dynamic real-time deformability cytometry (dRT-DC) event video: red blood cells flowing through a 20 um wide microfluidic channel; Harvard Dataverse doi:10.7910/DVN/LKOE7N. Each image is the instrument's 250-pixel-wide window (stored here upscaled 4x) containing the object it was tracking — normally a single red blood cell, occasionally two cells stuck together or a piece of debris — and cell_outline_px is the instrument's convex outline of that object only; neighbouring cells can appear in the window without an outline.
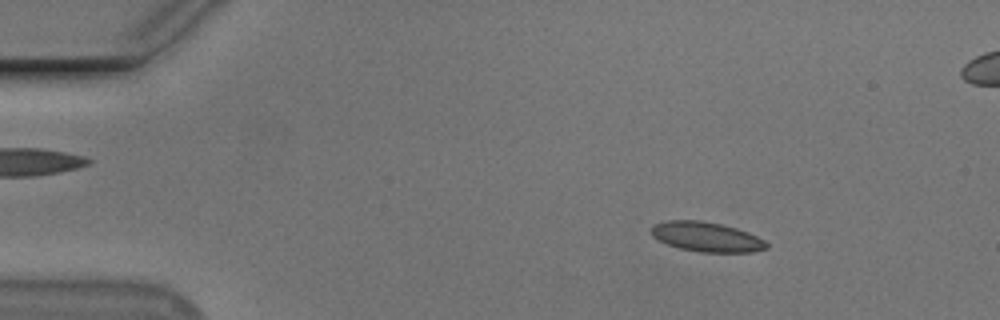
{"species": "Egyptian fruit bat (a non-hibernating species)", "species_latin": "Rousettus aegyptiacus", "temperature_condition": "cold", "stored_images_in_passage": 52, "segment_of_instrument_passage": [1, 2], "camera_frame_rate_fps": 3000, "um_per_image_px": 0.085, "animal": {"sex": "male"}, "frame": {"image": 1, "passage_image": 4, "time_ms": 1.0, "image_size_px": [1000, 320], "cell_outline_px": [[768, 248], [752, 252], [700, 252], [680, 248], [668, 244], [652, 236], [652, 228], [656, 224], [668, 220], [700, 220], [720, 224], [736, 228], [748, 232], [764, 240], [768, 244]], "centroid_in_image_um": [60.08, 20.13], "position_along_channel_um": 24.9, "area_um2": 19.71}}
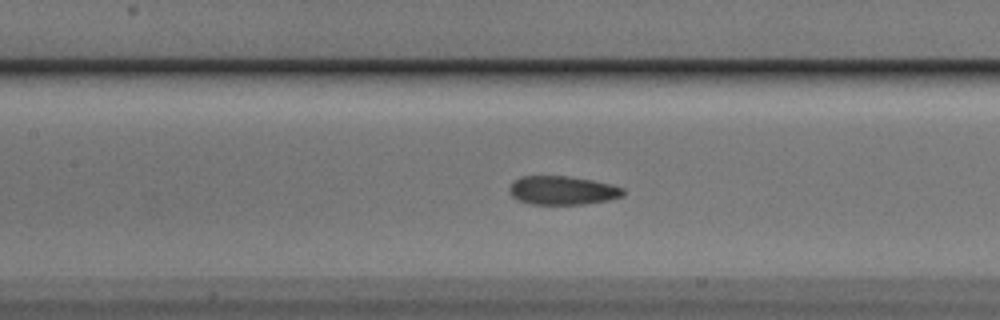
{"frame": {"image": 2, "passage_image": 21, "time_ms": 6.667, "image_size_px": [1000, 320], "cell_outline_px": [[624, 196], [608, 200], [584, 204], [532, 204], [520, 200], [512, 196], [508, 188], [512, 180], [520, 176], [568, 176], [592, 180], [612, 184], [624, 188]], "centroid_in_image_um": [47.81, 16.17], "position_along_channel_um": 159.6, "area_um2": 19.13}}
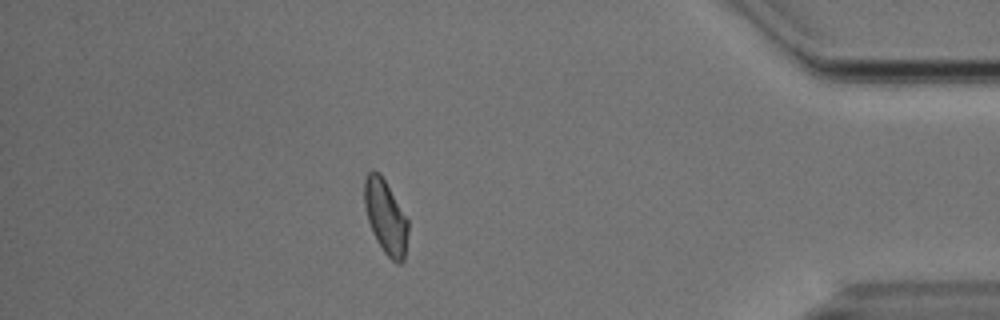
{"frame": {"image": 3, "passage_image": 44, "time_ms": 14.333, "image_size_px": [1000, 320], "cell_outline_px": [[408, 232], [404, 260], [400, 264], [396, 264], [384, 252], [376, 240], [372, 232], [368, 220], [364, 204], [364, 180], [368, 172], [372, 168], [380, 172], [408, 220]], "centroid_in_image_um": [32.77, 18.42], "position_along_channel_um": 402.4, "area_um2": 18.9}}